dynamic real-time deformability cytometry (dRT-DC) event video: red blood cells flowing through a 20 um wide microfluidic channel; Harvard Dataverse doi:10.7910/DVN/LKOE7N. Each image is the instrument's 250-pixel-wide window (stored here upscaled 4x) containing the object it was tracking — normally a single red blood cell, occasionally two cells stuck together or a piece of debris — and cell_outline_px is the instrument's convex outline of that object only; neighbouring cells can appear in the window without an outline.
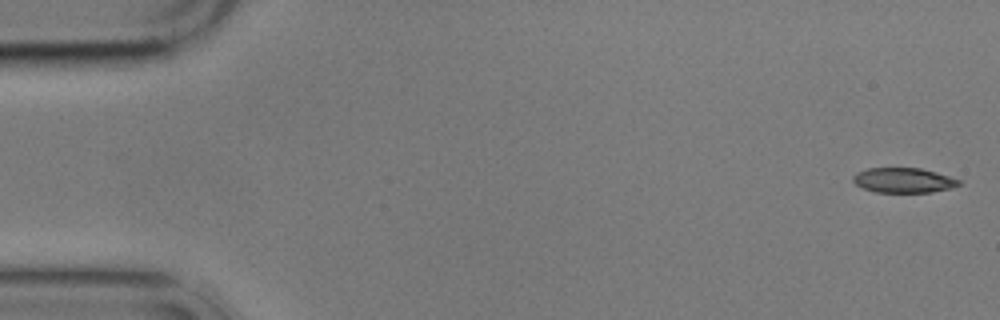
{"species": "common noctule bat (a hibernating species)", "species_latin": "Nyctalus noctula", "temperature_condition": "cold", "stored_images_in_passage": 4, "camera_frame_rate_fps": 3000, "um_per_image_px": 0.085, "animal": {"sex": "male", "body_mass_g": 17.9}, "frame": {"image": 1, "passage_image": 1, "time_ms": 0.0, "image_size_px": [1000, 320], "cell_outline_px": [[960, 184], [952, 188], [932, 192], [876, 192], [864, 188], [856, 184], [852, 180], [852, 176], [856, 172], [868, 168], [920, 168], [936, 172], [960, 180]], "centroid_in_image_um": [76.78, 15.32], "position_along_channel_um": 8.2, "area_um2": 15.32}}
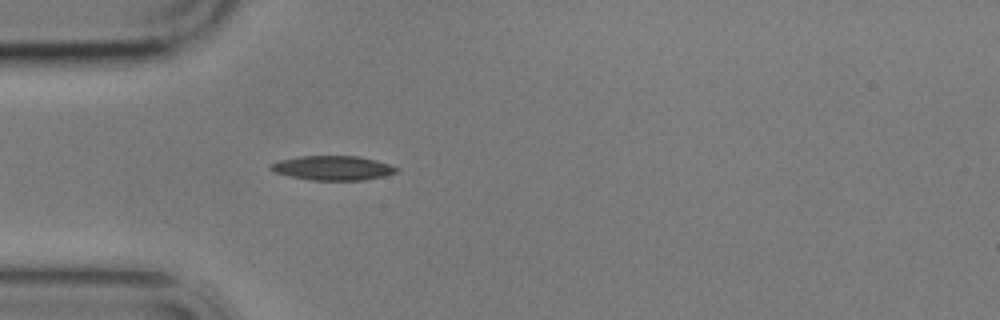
{"frame": {"image": 2, "passage_image": 4, "time_ms": 5.0, "image_size_px": [1000, 320], "cell_outline_px": [[400, 172], [384, 176], [364, 180], [312, 180], [292, 176], [276, 172], [268, 168], [268, 164], [280, 160], [300, 156], [356, 156], [376, 160], [400, 168]], "centroid_in_image_um": [28.32, 14.27], "position_along_channel_um": 56.7, "area_um2": 17.86}}